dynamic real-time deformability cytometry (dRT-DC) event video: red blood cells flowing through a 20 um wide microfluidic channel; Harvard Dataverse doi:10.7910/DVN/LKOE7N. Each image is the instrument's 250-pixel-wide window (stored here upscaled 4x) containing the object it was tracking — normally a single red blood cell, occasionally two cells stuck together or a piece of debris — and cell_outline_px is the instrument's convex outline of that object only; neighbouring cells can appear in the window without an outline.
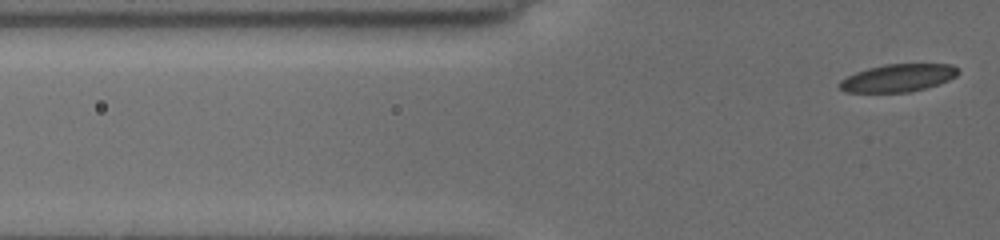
{"species": "common noctule bat (a hibernating species)", "species_latin": "Nyctalus noctula", "temperature_condition": "cold", "stored_images_in_passage": 8, "camera_frame_rate_fps": 3000, "um_per_image_px": 0.085, "animal": {"sex": "female", "body_mass_g": 19.5, "forearm_length_mm": 54.1}, "frame": {"image": 1, "passage_image": 8, "time_ms": 6.333, "image_size_px": [1000, 240], "cell_outline_px": [[960, 72], [956, 76], [948, 80], [924, 88], [908, 92], [844, 92], [840, 88], [840, 80], [856, 72], [868, 68], [884, 64], [952, 64]], "centroid_in_image_um": [76.32, 6.62], "position_along_channel_um": 49.5, "area_um2": 18.9}}